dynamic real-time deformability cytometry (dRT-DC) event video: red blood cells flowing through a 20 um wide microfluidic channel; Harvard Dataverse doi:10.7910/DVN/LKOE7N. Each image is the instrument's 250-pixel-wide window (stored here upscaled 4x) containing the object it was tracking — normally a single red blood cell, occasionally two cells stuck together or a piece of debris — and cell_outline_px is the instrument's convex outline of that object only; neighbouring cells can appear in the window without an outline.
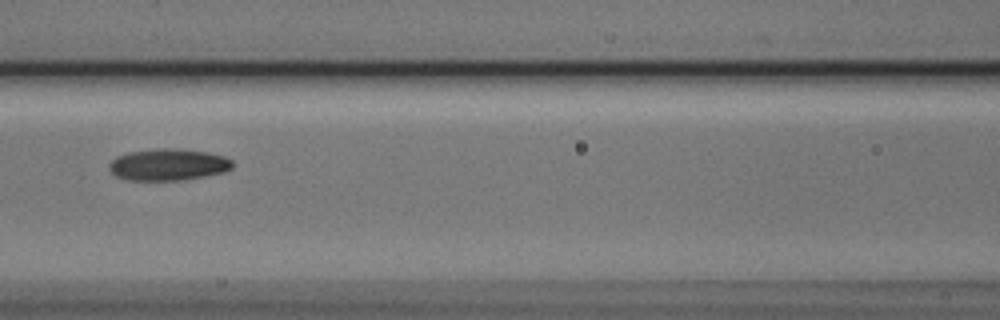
{"species": "Egyptian fruit bat (a non-hibernating species)", "species_latin": "Rousettus aegyptiacus", "temperature_condition": "cold", "stored_images_in_passage": 4, "camera_frame_rate_fps": 3000, "um_per_image_px": 0.085, "animal": {"sex": "male"}, "frame": {"image": 1, "passage_image": 4, "time_ms": 1.0, "image_size_px": [1000, 320], "cell_outline_px": [[232, 168], [224, 172], [204, 176], [180, 180], [128, 180], [116, 176], [108, 168], [108, 164], [116, 156], [128, 152], [160, 148], [176, 148], [208, 152], [224, 156], [232, 160]], "centroid_in_image_um": [14.28, 13.98], "position_along_channel_um": 152.3, "area_um2": 22.83}}